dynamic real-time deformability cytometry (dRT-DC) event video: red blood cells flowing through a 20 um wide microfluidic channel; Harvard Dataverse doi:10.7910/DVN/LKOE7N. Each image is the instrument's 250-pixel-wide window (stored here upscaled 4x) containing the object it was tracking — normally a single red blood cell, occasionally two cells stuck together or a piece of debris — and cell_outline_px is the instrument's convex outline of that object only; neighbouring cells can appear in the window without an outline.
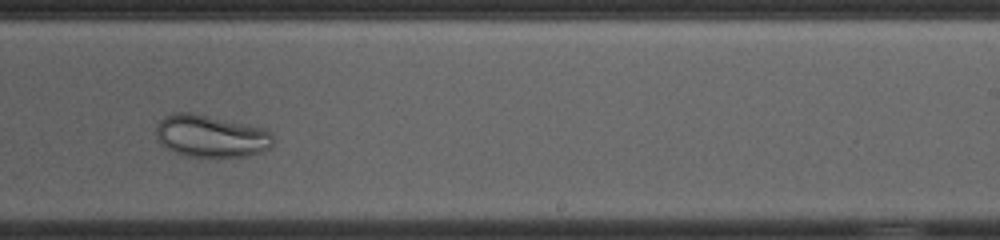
{"species": "common noctule bat (a hibernating species)", "species_latin": "Nyctalus noctula", "temperature_condition": "cold", "stored_images_in_passage": 48, "camera_frame_rate_fps": 3000, "um_per_image_px": 0.085, "animal": {"sex": "female", "body_mass_g": 23.0, "forearm_length_mm": 53.4}, "frame": {"image": 1, "passage_image": 27, "time_ms": 8.667, "image_size_px": [1000, 240], "cell_outline_px": [[272, 148], [264, 152], [248, 156], [188, 156], [164, 148], [160, 144], [156, 136], [156, 124], [164, 116], [172, 112], [196, 112], [264, 128], [272, 132]], "centroid_in_image_um": [17.92, 11.55], "position_along_channel_um": 271.1, "area_um2": 29.3}}
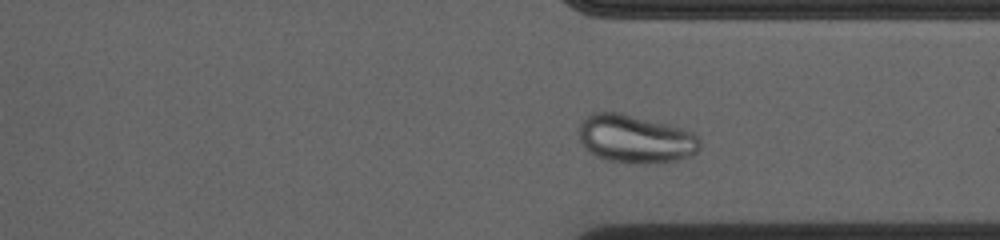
{"frame": {"image": 2, "passage_image": 34, "time_ms": 11.0, "image_size_px": [1000, 240], "cell_outline_px": [[700, 148], [692, 156], [676, 160], [644, 164], [612, 160], [596, 156], [584, 148], [580, 144], [580, 124], [592, 112], [620, 112], [668, 124], [692, 132], [700, 136]], "centroid_in_image_um": [54.03, 11.8], "position_along_channel_um": 357.4, "area_um2": 33.87}}
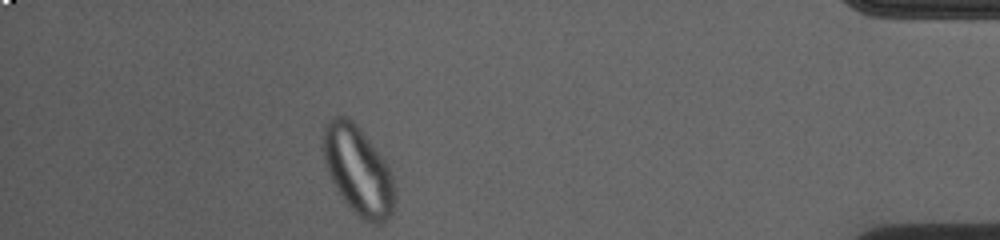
{"frame": {"image": 3, "passage_image": 42, "time_ms": 13.667, "image_size_px": [1000, 240], "cell_outline_px": [[396, 208], [388, 220], [380, 224], [368, 224], [344, 200], [336, 188], [324, 164], [324, 128], [328, 120], [332, 116], [348, 116], [360, 128], [384, 160], [392, 176], [396, 188]], "centroid_in_image_um": [30.48, 14.52], "position_along_channel_um": 404.7, "area_um2": 36.93}}